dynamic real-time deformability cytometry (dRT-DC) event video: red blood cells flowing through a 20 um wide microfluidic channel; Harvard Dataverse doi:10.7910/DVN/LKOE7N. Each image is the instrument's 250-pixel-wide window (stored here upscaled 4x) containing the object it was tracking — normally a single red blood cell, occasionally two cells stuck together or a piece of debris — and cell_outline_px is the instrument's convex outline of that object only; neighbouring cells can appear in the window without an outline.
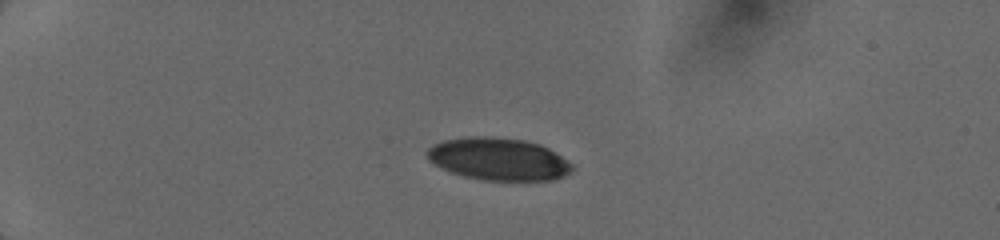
{"species": "human", "species_latin": "Homo sapiens", "temperature_condition": "cold", "stored_images_in_passage": 39, "camera_frame_rate_fps": 3000, "um_per_image_px": 0.085, "donor": {"sex": "female"}, "frame": {"image": 1, "passage_image": 1, "time_ms": 0.0, "image_size_px": [1000, 240], "cell_outline_px": [[572, 172], [564, 176], [552, 180], [484, 180], [464, 176], [452, 172], [428, 160], [428, 148], [432, 144], [444, 140], [468, 136], [484, 136], [524, 140], [540, 144], [548, 148], [568, 160], [572, 164]], "centroid_in_image_um": [42.39, 13.51], "position_along_channel_um": 42.6, "area_um2": 35.66}}
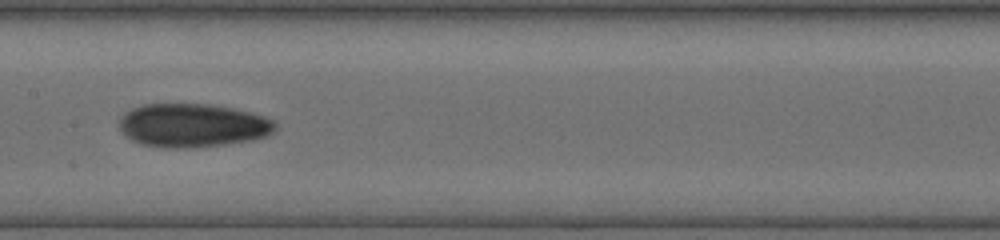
{"frame": {"image": 2, "passage_image": 17, "time_ms": 5.0, "image_size_px": [1000, 240], "cell_outline_px": [[280, 128], [268, 136], [252, 140], [196, 148], [164, 148], [140, 144], [132, 140], [120, 132], [120, 116], [124, 112], [132, 108], [144, 104], [212, 104], [232, 108], [264, 116], [276, 120]], "centroid_in_image_um": [16.4, 10.66], "position_along_channel_um": 191.0, "area_um2": 40.23}}
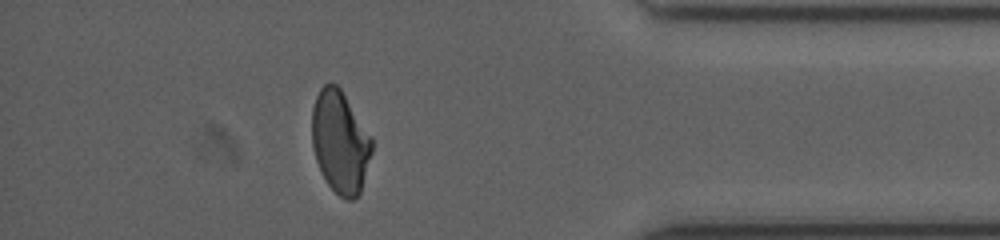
{"frame": {"image": 3, "passage_image": 33, "time_ms": 10.667, "image_size_px": [1000, 240], "cell_outline_px": [[372, 152], [360, 192], [352, 200], [344, 200], [328, 184], [316, 160], [312, 144], [312, 108], [316, 96], [320, 88], [324, 84], [336, 84], [340, 88], [372, 136]], "centroid_in_image_um": [28.91, 12.05], "position_along_channel_um": 406.3, "area_um2": 35.55}}